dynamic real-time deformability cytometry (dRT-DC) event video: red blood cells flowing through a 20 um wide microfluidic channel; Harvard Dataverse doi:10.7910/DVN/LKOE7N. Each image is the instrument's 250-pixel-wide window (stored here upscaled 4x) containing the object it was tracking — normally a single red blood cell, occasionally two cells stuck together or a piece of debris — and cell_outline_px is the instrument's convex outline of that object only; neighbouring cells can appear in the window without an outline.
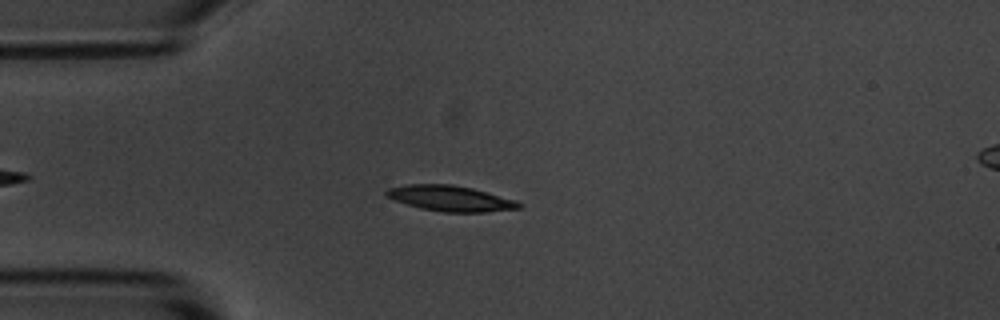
{"species": "common noctule bat (a hibernating species)", "species_latin": "Nyctalus noctula", "temperature_condition": "room temperature", "stored_images_in_passage": 51, "camera_frame_rate_fps": 3000, "um_per_image_px": 0.085, "animal": {"sex": "male", "body_mass_g": 20.1, "forearm_length_mm": 53.5}, "frame": {"image": 1, "passage_image": 10, "time_ms": 3.0, "image_size_px": [1000, 320], "cell_outline_px": [[524, 204], [520, 208], [484, 212], [444, 212], [420, 208], [396, 200], [388, 196], [384, 192], [388, 188], [408, 184], [452, 184], [472, 188], [516, 200]], "centroid_in_image_um": [38.32, 16.86], "position_along_channel_um": 46.7, "area_um2": 19.59}}
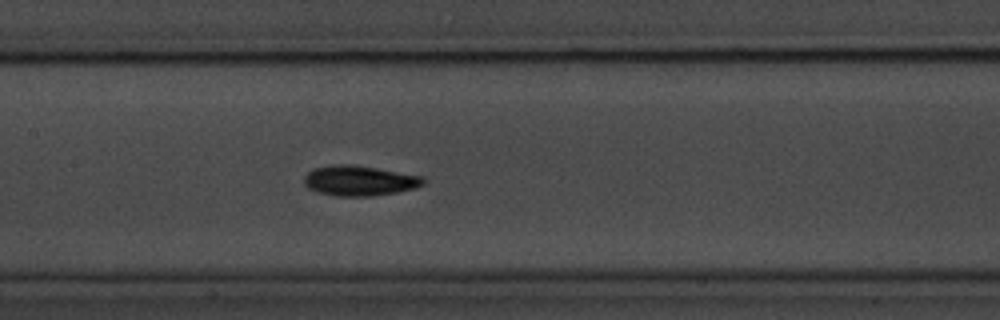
{"frame": {"image": 2, "passage_image": 22, "time_ms": 7.0, "image_size_px": [1000, 320], "cell_outline_px": [[424, 184], [416, 188], [396, 192], [372, 196], [336, 196], [316, 192], [308, 188], [304, 184], [304, 176], [312, 168], [332, 164], [352, 164], [424, 176]], "centroid_in_image_um": [30.52, 15.35], "position_along_channel_um": 176.9, "area_um2": 21.15}}
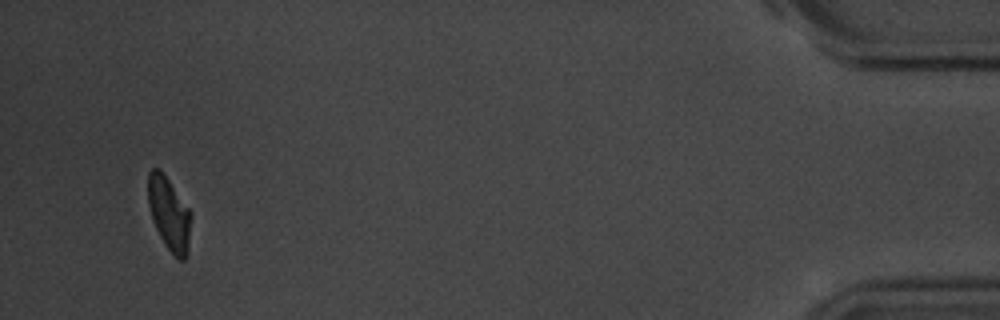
{"frame": {"image": 3, "passage_image": 49, "time_ms": 16.0, "image_size_px": [1000, 320], "cell_outline_px": [[192, 216], [188, 256], [184, 260], [180, 260], [164, 244], [152, 220], [148, 204], [148, 172], [152, 168], [160, 168], [192, 212]], "centroid_in_image_um": [14.4, 18.16], "position_along_channel_um": 420.8, "area_um2": 18.61}, "authors_computed_cell_mechanics": {"area_um2": 19.4208, "velocity_mm_per_s": 3.59, "shape_relaxation_time_tau1_ms": 2.0969, "shape_relaxation_time_tau2_ms": 10.3914, "deformation_change_tau1": 0.1341, "deformation_change_tau2": 0.1182}}